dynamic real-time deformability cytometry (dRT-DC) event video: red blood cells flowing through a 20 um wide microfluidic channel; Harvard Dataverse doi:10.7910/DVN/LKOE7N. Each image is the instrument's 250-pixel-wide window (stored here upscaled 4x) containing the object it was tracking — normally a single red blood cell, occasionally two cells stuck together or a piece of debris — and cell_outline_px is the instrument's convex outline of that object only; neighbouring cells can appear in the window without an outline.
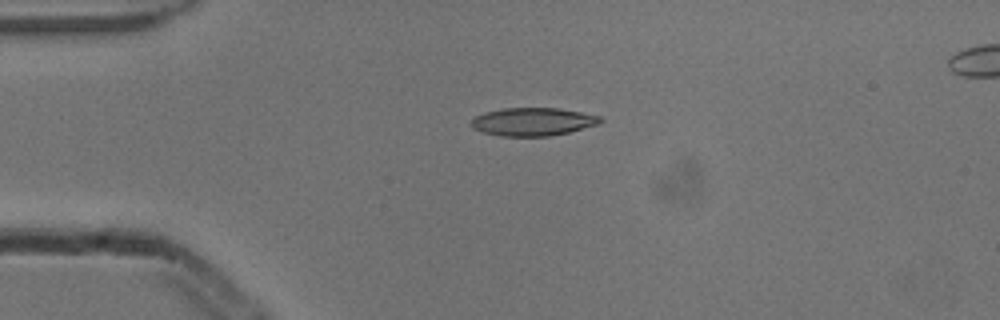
{"species": "common noctule bat (a hibernating species)", "species_latin": "Nyctalus noctula", "temperature_condition": "cold", "stored_images_in_passage": 5, "camera_frame_rate_fps": 3000, "um_per_image_px": 0.085, "animal": {"sex": "male", "body_mass_g": 13.3}, "frame": {"image": 1, "passage_image": 1, "time_ms": 0.0, "image_size_px": [1000, 320], "cell_outline_px": [[604, 120], [600, 124], [568, 132], [548, 136], [500, 136], [484, 132], [472, 128], [472, 120], [476, 116], [484, 112], [504, 108], [560, 108], [600, 116]], "centroid_in_image_um": [45.32, 10.34], "position_along_channel_um": 39.7, "area_um2": 21.04}}
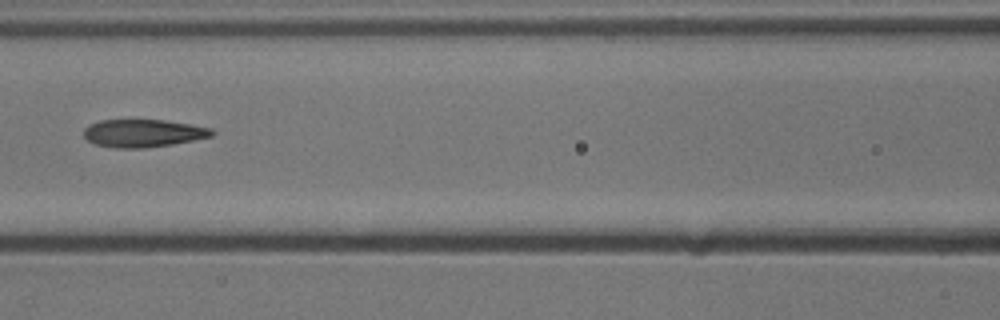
{"frame": {"image": 2, "passage_image": 4, "time_ms": 1.0, "image_size_px": [1000, 320], "cell_outline_px": [[216, 132], [212, 136], [172, 144], [144, 148], [112, 148], [96, 144], [88, 140], [84, 136], [84, 128], [88, 124], [100, 120], [164, 120], [192, 124], [212, 128]], "centroid_in_image_um": [12.17, 11.32], "position_along_channel_um": 154.4, "area_um2": 20.81}}
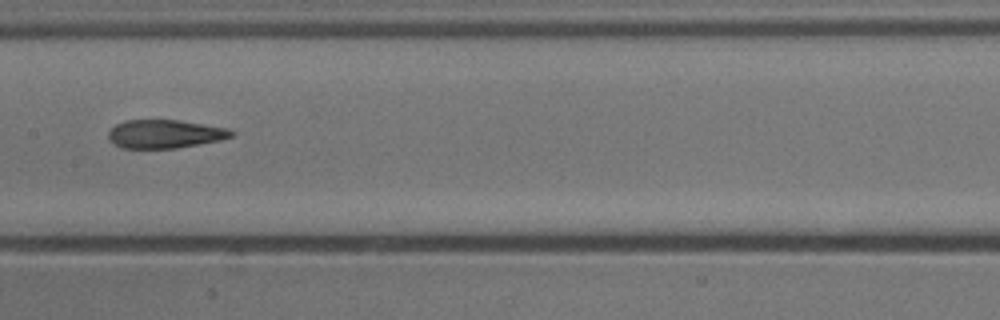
{"frame": {"image": 3, "passage_image": 5, "time_ms": 1.333, "image_size_px": [1000, 320], "cell_outline_px": [[236, 136], [220, 140], [176, 148], [120, 148], [108, 140], [108, 132], [116, 124], [124, 120], [180, 120], [228, 128], [236, 132]], "centroid_in_image_um": [14.03, 11.38], "position_along_channel_um": 193.4, "area_um2": 20.58}}